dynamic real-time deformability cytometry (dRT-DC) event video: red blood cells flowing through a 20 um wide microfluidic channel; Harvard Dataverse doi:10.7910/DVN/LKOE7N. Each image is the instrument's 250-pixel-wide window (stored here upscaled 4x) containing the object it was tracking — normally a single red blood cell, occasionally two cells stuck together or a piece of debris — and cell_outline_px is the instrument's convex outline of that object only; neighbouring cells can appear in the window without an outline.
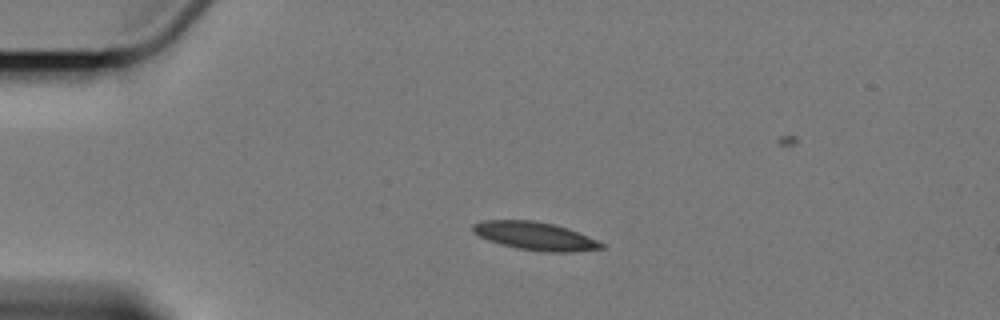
{"species": "Egyptian fruit bat (a non-hibernating species)", "species_latin": "Rousettus aegyptiacus", "temperature_condition": "cold", "stored_images_in_passage": 5, "camera_frame_rate_fps": 3000, "um_per_image_px": 0.085, "animal": {"sex": "female"}, "frame": {"image": 1, "passage_image": 3, "time_ms": 2.333, "image_size_px": [1000, 320], "cell_outline_px": [[604, 248], [572, 252], [544, 252], [516, 248], [500, 244], [488, 240], [472, 232], [472, 224], [484, 220], [532, 220], [552, 224], [568, 228], [588, 236], [604, 244]], "centroid_in_image_um": [45.46, 20.06], "position_along_channel_um": 39.5, "area_um2": 21.04}}
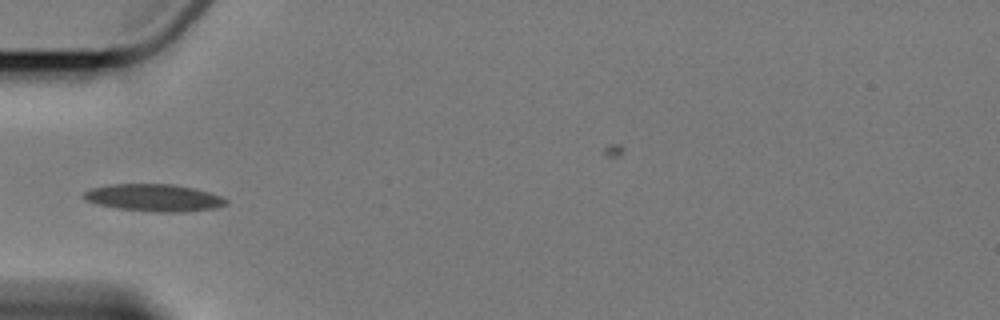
{"frame": {"image": 2, "passage_image": 5, "time_ms": 4.333, "image_size_px": [1000, 320], "cell_outline_px": [[228, 204], [216, 208], [184, 212], [152, 212], [116, 208], [84, 200], [80, 196], [84, 192], [92, 188], [112, 184], [172, 184], [196, 188], [220, 196], [228, 200]], "centroid_in_image_um": [13.1, 16.81], "position_along_channel_um": 71.9, "area_um2": 22.72}}